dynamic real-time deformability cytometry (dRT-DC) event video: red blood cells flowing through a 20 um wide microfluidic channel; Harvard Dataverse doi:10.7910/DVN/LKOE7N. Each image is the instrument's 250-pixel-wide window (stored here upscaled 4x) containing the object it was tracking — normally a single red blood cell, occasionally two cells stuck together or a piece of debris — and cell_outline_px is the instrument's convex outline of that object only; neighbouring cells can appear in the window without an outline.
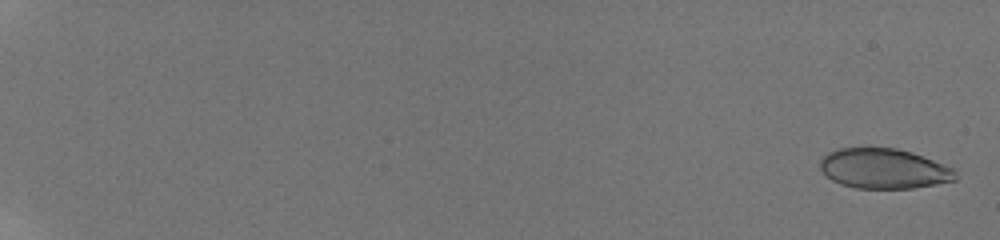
{"species": "human", "species_latin": "Homo sapiens", "temperature_condition": "room temperature", "stored_images_in_passage": 34, "camera_frame_rate_fps": 3000, "um_per_image_px": 0.085, "donor": {"sex": "male"}, "frame": {"image": 1, "passage_image": 2, "time_ms": 0.333, "image_size_px": [1000, 240], "cell_outline_px": [[956, 180], [936, 184], [912, 188], [856, 188], [840, 184], [832, 180], [820, 168], [820, 160], [828, 152], [840, 148], [896, 148], [912, 152], [952, 168], [956, 172]], "centroid_in_image_um": [75.11, 14.33], "position_along_channel_um": 9.9, "area_um2": 31.33}}
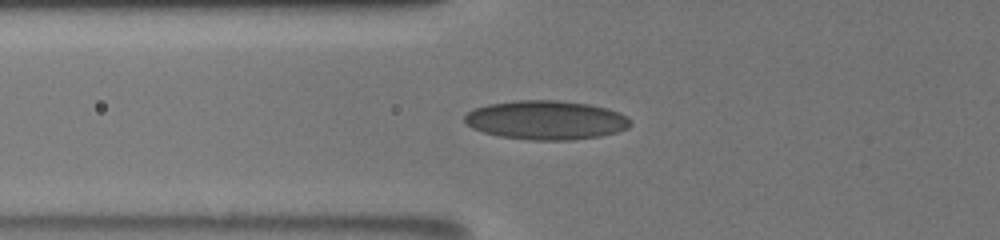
{"frame": {"image": 2, "passage_image": 22, "time_ms": 8.333, "image_size_px": [1000, 240], "cell_outline_px": [[632, 124], [628, 128], [616, 132], [600, 136], [572, 140], [532, 140], [500, 136], [484, 132], [472, 128], [464, 120], [464, 116], [472, 108], [488, 104], [516, 100], [556, 100], [588, 104], [608, 108], [620, 112], [628, 116]], "centroid_in_image_um": [46.43, 10.2], "position_along_channel_um": 79.4, "area_um2": 37.86}}
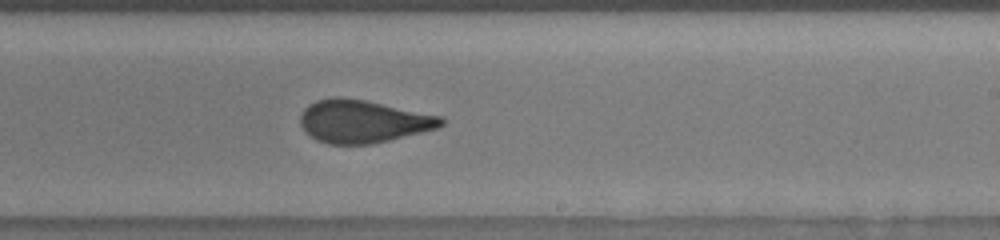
{"frame": {"image": 3, "passage_image": 34, "time_ms": 13.0, "image_size_px": [1000, 240], "cell_outline_px": [[448, 120], [440, 128], [372, 144], [328, 144], [316, 140], [304, 132], [300, 124], [300, 116], [304, 108], [308, 104], [316, 100], [332, 96], [340, 96], [364, 100], [444, 116]], "centroid_in_image_um": [30.87, 10.31], "position_along_channel_um": 258.1, "area_um2": 35.66}}